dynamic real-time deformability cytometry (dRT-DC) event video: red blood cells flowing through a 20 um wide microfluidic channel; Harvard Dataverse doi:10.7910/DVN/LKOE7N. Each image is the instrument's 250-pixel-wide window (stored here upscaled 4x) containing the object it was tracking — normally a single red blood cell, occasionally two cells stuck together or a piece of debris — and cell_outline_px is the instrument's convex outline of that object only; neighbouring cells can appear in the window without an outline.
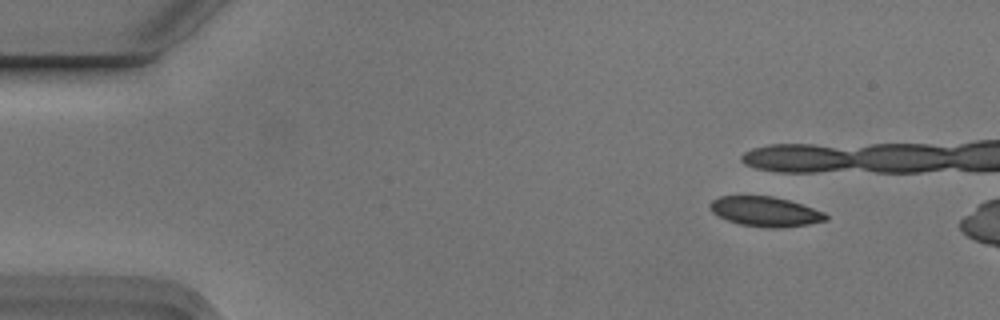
{"species": "Egyptian fruit bat (a non-hibernating species)", "species_latin": "Rousettus aegyptiacus", "temperature_condition": "cold", "stored_images_in_passage": 6, "camera_frame_rate_fps": 3000, "um_per_image_px": 0.085, "animal": {"sex": "male"}, "frame": {"image": 1, "passage_image": 1, "time_ms": 0.0, "image_size_px": [1000, 320], "cell_outline_px": [[828, 220], [808, 224], [780, 228], [768, 228], [740, 224], [728, 220], [712, 212], [708, 208], [708, 204], [712, 200], [720, 196], [772, 196], [788, 200], [824, 212], [828, 216]], "centroid_in_image_um": [65.03, 17.98], "position_along_channel_um": 20.0, "area_um2": 20.0}}
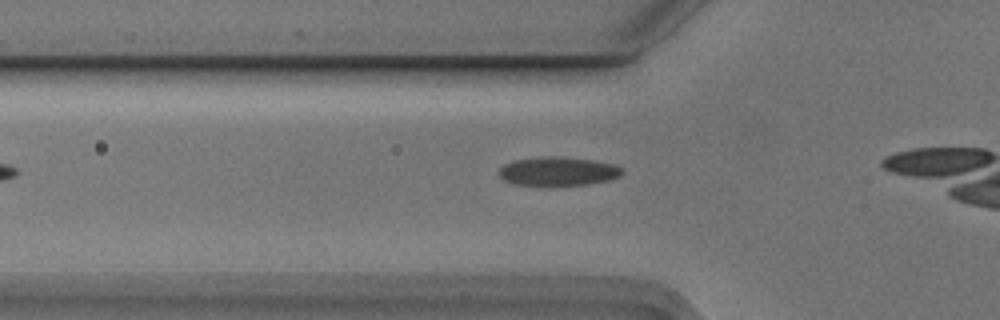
{"frame": {"image": 2, "passage_image": 5, "time_ms": 1.333, "image_size_px": [1000, 320], "cell_outline_px": [[624, 172], [620, 176], [608, 180], [588, 184], [552, 188], [548, 188], [512, 184], [504, 180], [500, 176], [500, 168], [504, 164], [516, 160], [540, 156], [556, 156], [592, 160], [616, 164]], "centroid_in_image_um": [47.41, 14.6], "position_along_channel_um": 78.4, "area_um2": 21.44}}